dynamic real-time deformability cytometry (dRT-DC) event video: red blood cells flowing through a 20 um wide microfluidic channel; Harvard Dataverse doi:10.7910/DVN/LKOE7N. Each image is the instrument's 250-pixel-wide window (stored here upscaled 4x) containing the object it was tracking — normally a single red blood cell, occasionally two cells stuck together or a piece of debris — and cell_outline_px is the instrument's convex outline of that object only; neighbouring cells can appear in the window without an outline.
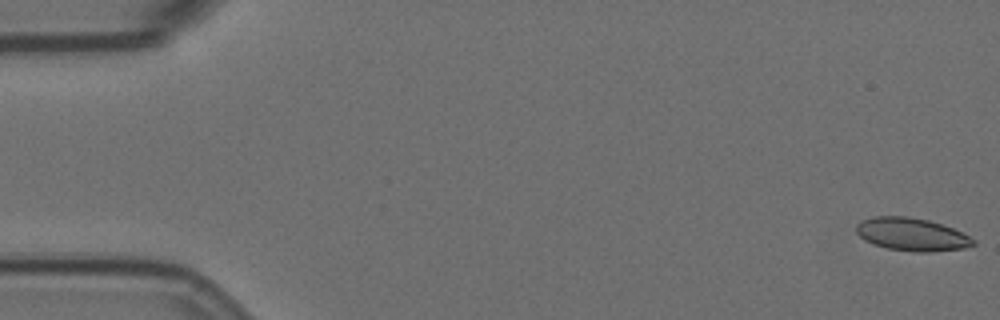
{"species": "Egyptian fruit bat (a non-hibernating species)", "species_latin": "Rousettus aegyptiacus", "temperature_condition": "room temperature", "stored_images_in_passage": 58, "camera_frame_rate_fps": 3000, "um_per_image_px": 0.085, "animal": {"sex": "female"}, "frame": {"image": 1, "passage_image": 1, "time_ms": 0.0, "image_size_px": [1000, 320], "cell_outline_px": [[976, 244], [964, 248], [932, 252], [916, 252], [888, 248], [864, 240], [856, 232], [856, 224], [872, 216], [908, 216], [928, 220], [952, 228], [976, 240]], "centroid_in_image_um": [77.5, 19.92], "position_along_channel_um": 7.5, "area_um2": 22.25}}
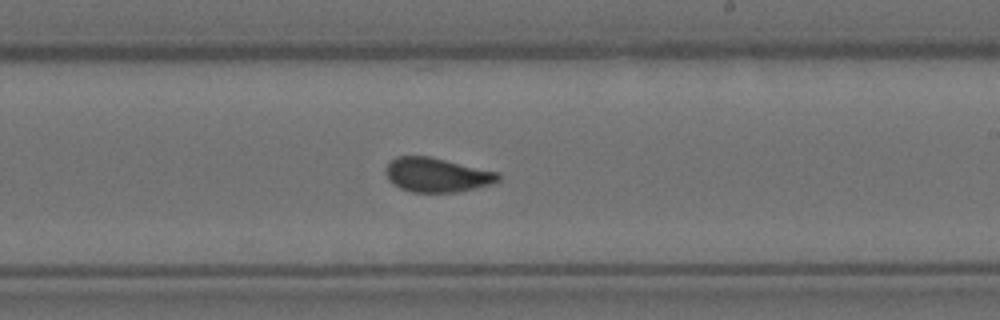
{"frame": {"image": 2, "passage_image": 34, "time_ms": 11.0, "image_size_px": [1000, 320], "cell_outline_px": [[500, 180], [488, 184], [456, 192], [412, 192], [400, 188], [388, 180], [384, 172], [384, 168], [396, 156], [428, 156], [500, 172]], "centroid_in_image_um": [37.1, 14.86], "position_along_channel_um": 251.9, "area_um2": 22.37}}
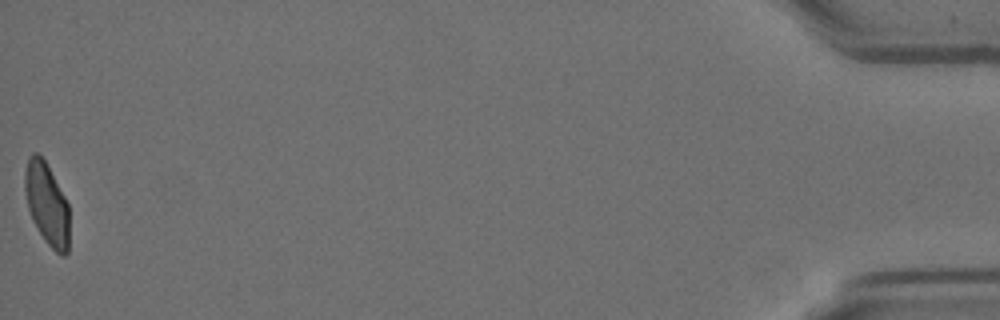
{"frame": {"image": 3, "passage_image": 58, "time_ms": 19.0, "image_size_px": [1000, 320], "cell_outline_px": [[68, 252], [64, 256], [60, 256], [44, 240], [32, 220], [28, 208], [24, 188], [24, 172], [28, 160], [32, 152], [36, 152], [44, 160], [64, 196], [68, 204]], "centroid_in_image_um": [3.96, 17.36], "position_along_channel_um": 431.2, "area_um2": 21.04}, "authors_computed_cell_mechanics": {"area_um2": 22.3975, "velocity_mm_per_s": 3.5065, "shape_relaxation_time_tau1_ms": null, "shape_relaxation_time_tau2_ms": 1.1416, "deformation_change_tau1": null, "deformation_change_tau2": 0.0549}}